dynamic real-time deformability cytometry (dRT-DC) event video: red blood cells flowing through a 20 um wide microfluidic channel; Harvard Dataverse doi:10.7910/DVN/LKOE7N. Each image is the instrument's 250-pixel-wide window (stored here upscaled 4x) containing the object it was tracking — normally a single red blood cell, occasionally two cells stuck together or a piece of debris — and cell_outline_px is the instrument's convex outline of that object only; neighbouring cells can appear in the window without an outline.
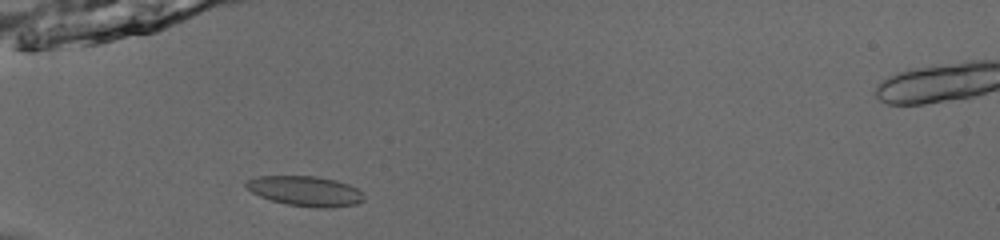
{"species": "common noctule bat (a hibernating species)", "species_latin": "Nyctalus noctula", "temperature_condition": "room temperature", "stored_images_in_passage": 54, "camera_frame_rate_fps": 3000, "um_per_image_px": 0.085, "animal": {"sex": "male", "body_mass_g": 13.0, "forearm_length_mm": 53.1}, "frame": {"image": 1, "passage_image": 19, "time_ms": 6.0, "image_size_px": [1000, 240], "cell_outline_px": [[364, 200], [356, 204], [328, 208], [316, 208], [284, 204], [260, 196], [252, 192], [244, 184], [244, 180], [256, 176], [316, 176], [336, 180], [348, 184], [356, 188], [364, 196]], "centroid_in_image_um": [25.93, 16.24], "position_along_channel_um": 59.1, "area_um2": 20.69}}
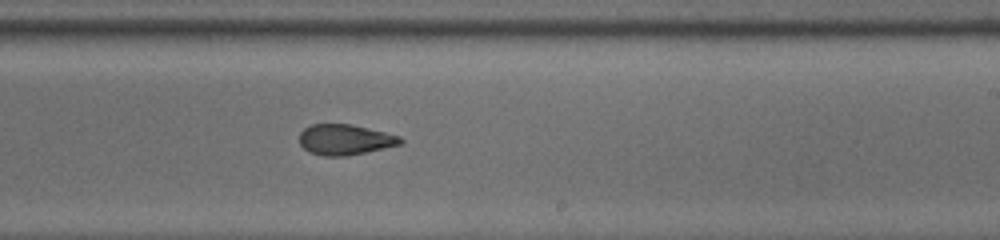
{"frame": {"image": 2, "passage_image": 35, "time_ms": 11.333, "image_size_px": [1000, 240], "cell_outline_px": [[404, 140], [400, 144], [364, 152], [344, 156], [324, 156], [308, 152], [300, 144], [300, 132], [304, 128], [312, 124], [352, 124], [400, 136]], "centroid_in_image_um": [29.29, 11.86], "position_along_channel_um": 259.7, "area_um2": 17.8}}
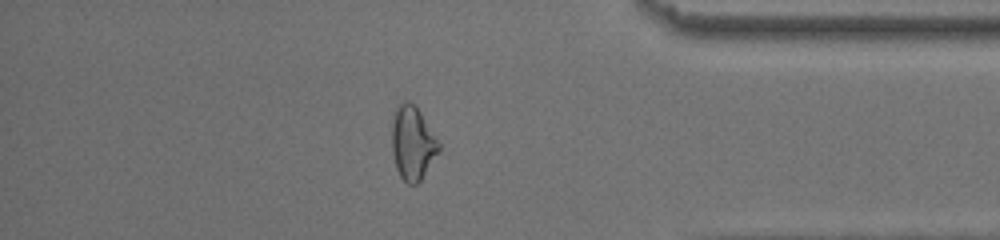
{"frame": {"image": 3, "passage_image": 47, "time_ms": 15.333, "image_size_px": [1000, 240], "cell_outline_px": [[440, 152], [420, 180], [416, 184], [408, 184], [400, 176], [396, 168], [392, 152], [392, 120], [396, 108], [404, 100], [408, 100], [420, 112], [440, 144]], "centroid_in_image_um": [35.06, 12.17], "position_along_channel_um": 400.1, "area_um2": 20.0}, "authors_computed_cell_mechanics": {"area_um2": 19.363, "velocity_mm_per_s": 3.9198, "shape_relaxation_time_tau1_ms": 9.2956, "shape_relaxation_time_tau2_ms": 2.811, "deformation_change_tau1": 0.195, "deformation_change_tau2": 0.0561}}